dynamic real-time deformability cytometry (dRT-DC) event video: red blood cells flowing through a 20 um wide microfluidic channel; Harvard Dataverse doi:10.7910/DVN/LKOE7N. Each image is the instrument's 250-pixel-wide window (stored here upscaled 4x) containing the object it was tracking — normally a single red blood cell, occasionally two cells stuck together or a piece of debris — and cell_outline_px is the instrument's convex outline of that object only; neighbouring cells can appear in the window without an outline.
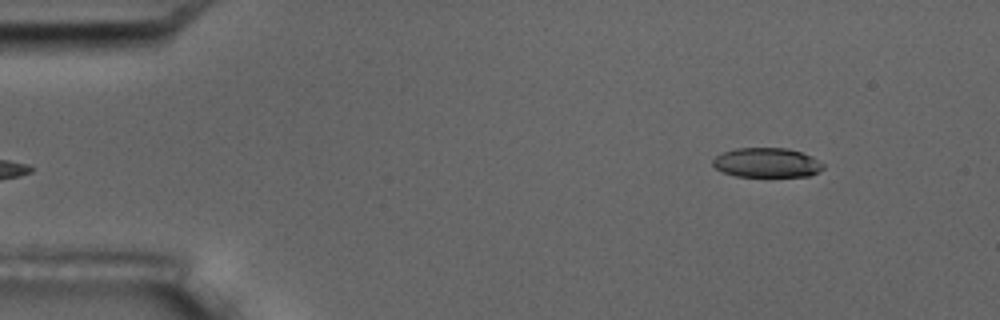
{"species": "common noctule bat (a hibernating species)", "species_latin": "Nyctalus noctula", "temperature_condition": "room temperature", "stored_images_in_passage": 5, "segment_of_instrument_passage": [2, 2], "camera_frame_rate_fps": 3000, "um_per_image_px": 0.085, "animal": {"sex": "male", "body_mass_g": 17.5, "forearm_length_mm": 52.3}, "frame": {"image": 1, "passage_image": 5, "time_ms": 5.667, "image_size_px": [1000, 320], "cell_outline_px": [[824, 168], [808, 176], [736, 176], [724, 172], [716, 168], [712, 164], [712, 160], [716, 156], [724, 152], [736, 148], [788, 148], [812, 156], [824, 164]], "centroid_in_image_um": [65.18, 13.82], "position_along_channel_um": 19.8, "area_um2": 18.84}}